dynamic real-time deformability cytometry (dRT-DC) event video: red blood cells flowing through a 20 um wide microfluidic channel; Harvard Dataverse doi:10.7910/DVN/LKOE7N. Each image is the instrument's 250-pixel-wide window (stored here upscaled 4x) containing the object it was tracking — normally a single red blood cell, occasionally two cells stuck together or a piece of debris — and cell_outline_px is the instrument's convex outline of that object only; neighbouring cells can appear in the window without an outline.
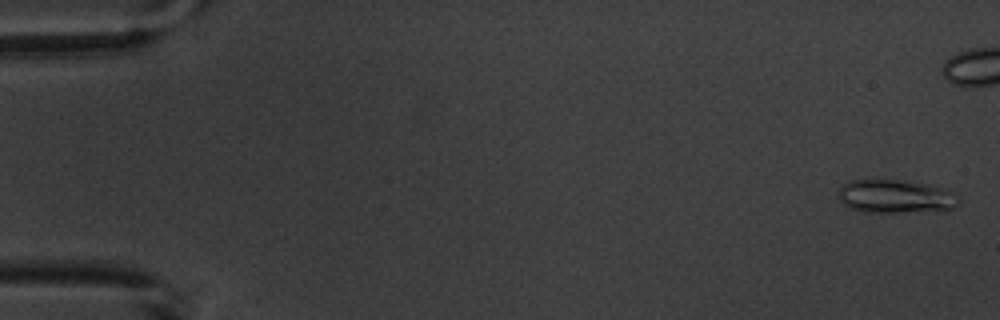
{"species": "common noctule bat (a hibernating species)", "species_latin": "Nyctalus noctula", "temperature_condition": "warm", "stored_images_in_passage": 7, "camera_frame_rate_fps": 3000, "um_per_image_px": 0.085, "animal": {"sex": "male", "body_mass_g": 20.1, "forearm_length_mm": 53.5}, "frame": {"image": 1, "passage_image": 1, "time_ms": 0.0, "image_size_px": [1000, 320], "cell_outline_px": [[960, 204], [952, 208], [900, 212], [860, 212], [848, 208], [836, 196], [836, 192], [848, 180], [904, 180], [928, 184], [944, 188], [960, 196]], "centroid_in_image_um": [76.07, 16.68], "position_along_channel_um": 8.9, "area_um2": 23.58}}
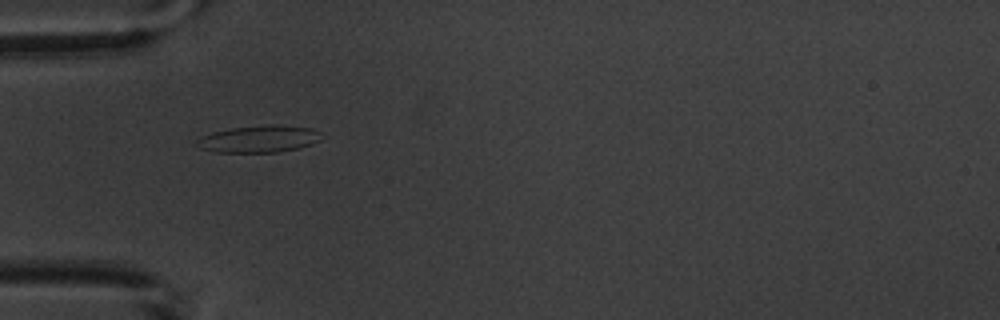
{"frame": {"image": 2, "passage_image": 6, "time_ms": 7.0, "image_size_px": [1000, 320], "cell_outline_px": [[320, 140], [312, 144], [280, 152], [216, 152], [200, 148], [196, 144], [196, 140], [200, 136], [212, 132], [232, 128], [268, 124], [276, 124], [312, 128], [320, 132]], "centroid_in_image_um": [22.0, 11.8], "position_along_channel_um": 63.0, "area_um2": 19.65}}